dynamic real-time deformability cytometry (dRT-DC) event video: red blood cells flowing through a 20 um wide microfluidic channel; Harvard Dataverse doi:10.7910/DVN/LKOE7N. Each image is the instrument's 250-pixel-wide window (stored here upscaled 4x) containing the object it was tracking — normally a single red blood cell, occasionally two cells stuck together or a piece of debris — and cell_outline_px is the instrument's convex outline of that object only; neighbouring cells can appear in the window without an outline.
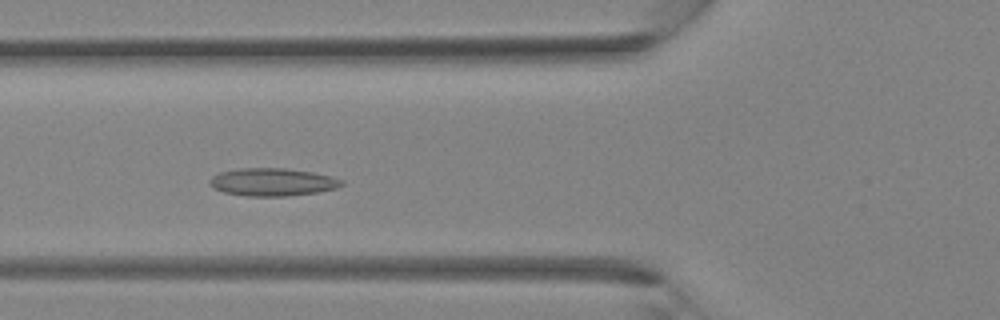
{"species": "Egyptian fruit bat (a non-hibernating species)", "species_latin": "Rousettus aegyptiacus", "temperature_condition": "room temperature", "stored_images_in_passage": 29, "camera_frame_rate_fps": 3000, "um_per_image_px": 0.085, "animal": {"sex": "female"}, "frame": {"image": 1, "passage_image": 11, "time_ms": 3.333, "image_size_px": [1000, 320], "cell_outline_px": [[344, 184], [336, 188], [316, 192], [284, 196], [248, 196], [224, 192], [212, 188], [208, 184], [208, 180], [212, 176], [220, 172], [240, 168], [284, 168], [312, 172], [332, 176], [344, 180]], "centroid_in_image_um": [23.14, 15.47], "position_along_channel_um": 102.7, "area_um2": 21.39}}
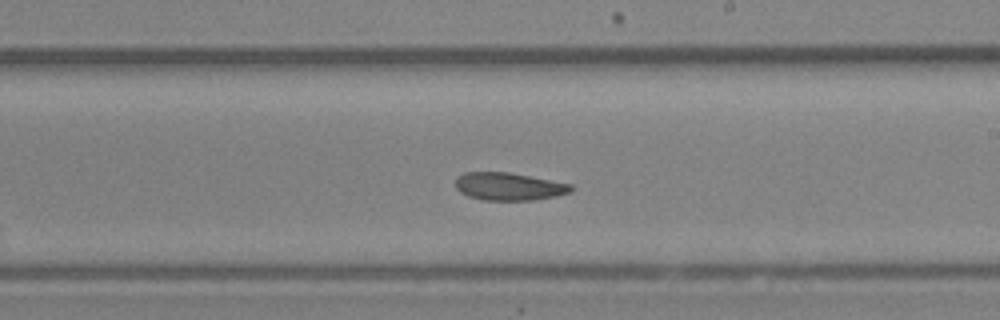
{"frame": {"image": 2, "passage_image": 19, "time_ms": 6.0, "image_size_px": [1000, 320], "cell_outline_px": [[576, 188], [568, 192], [556, 196], [532, 200], [484, 200], [468, 196], [460, 192], [456, 188], [456, 180], [464, 172], [508, 172], [572, 184]], "centroid_in_image_um": [43.27, 15.85], "position_along_channel_um": 245.7, "area_um2": 18.55}}
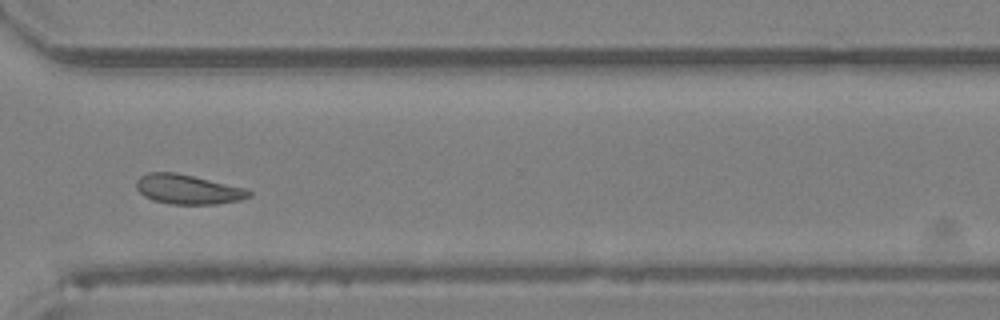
{"frame": {"image": 3, "passage_image": 25, "time_ms": 8.0, "image_size_px": [1000, 320], "cell_outline_px": [[252, 196], [240, 200], [216, 204], [168, 204], [152, 200], [144, 196], [136, 188], [136, 180], [140, 176], [148, 172], [176, 172], [248, 188], [252, 192]], "centroid_in_image_um": [15.99, 16.09], "position_along_channel_um": 354.6, "area_um2": 19.71}}